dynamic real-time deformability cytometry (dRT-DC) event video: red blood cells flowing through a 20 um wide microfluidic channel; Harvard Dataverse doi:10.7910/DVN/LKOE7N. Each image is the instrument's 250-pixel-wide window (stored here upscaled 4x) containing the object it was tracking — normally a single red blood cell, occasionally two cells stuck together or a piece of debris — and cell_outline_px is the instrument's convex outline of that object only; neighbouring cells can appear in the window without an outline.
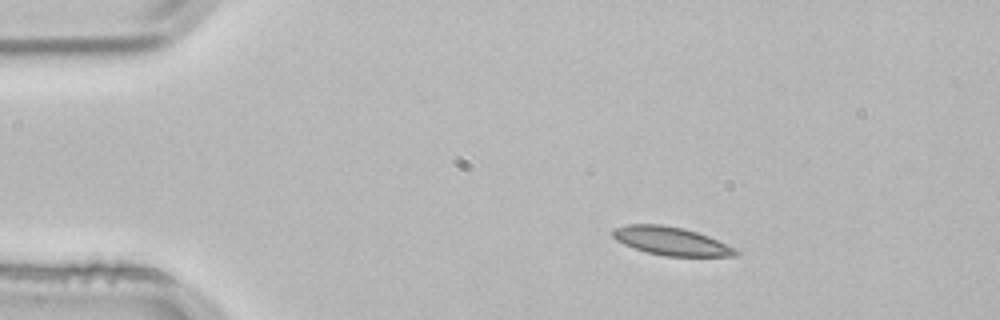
{"species": "common noctule bat (a hibernating species)", "species_latin": "Nyctalus noctula", "temperature_condition": "room temperature", "stored_images_in_passage": 1, "camera_frame_rate_fps": 3000, "um_per_image_px": 0.085, "animal": {"sex": "male", "body_mass_g": 21.5, "forearm_length_mm": 52.0}, "frame": {"image": 1, "passage_image": 1, "time_ms": 0.0, "image_size_px": [1000, 320], "cell_outline_px": [[740, 252], [736, 256], [664, 256], [648, 252], [624, 244], [616, 240], [612, 236], [612, 228], [624, 224], [660, 224], [684, 228], [708, 236], [736, 248]], "centroid_in_image_um": [57.03, 20.48], "position_along_channel_um": 28.0, "area_um2": 20.29}}